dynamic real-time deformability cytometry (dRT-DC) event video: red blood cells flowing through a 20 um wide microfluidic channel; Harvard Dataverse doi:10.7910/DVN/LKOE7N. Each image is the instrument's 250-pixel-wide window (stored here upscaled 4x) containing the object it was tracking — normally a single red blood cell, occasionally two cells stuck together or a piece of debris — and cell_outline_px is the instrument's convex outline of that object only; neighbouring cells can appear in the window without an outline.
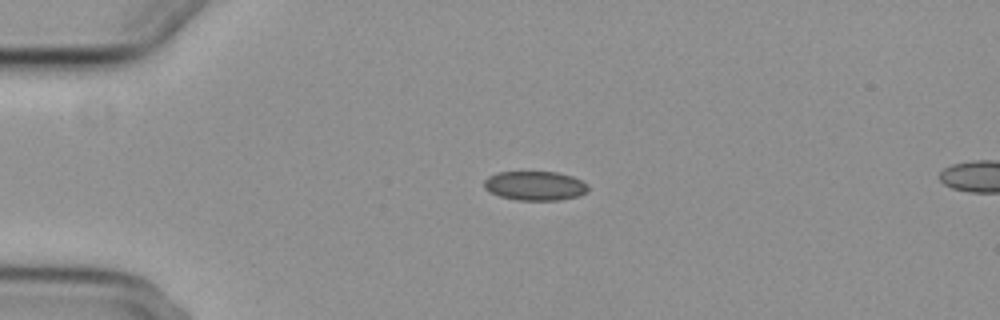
{"species": "common noctule bat (a hibernating species)", "species_latin": "Nyctalus noctula", "temperature_condition": "cold", "stored_images_in_passage": 3, "segment_of_instrument_passage": [1, 2], "camera_frame_rate_fps": 3000, "um_per_image_px": 0.085, "animal": {"sex": "female", "body_mass_g": 29.2, "forearm_length_mm": 56.3}, "frame": {"image": 1, "passage_image": 1, "time_ms": 0.0, "image_size_px": [1000, 320], "cell_outline_px": [[588, 192], [580, 196], [560, 200], [516, 200], [500, 196], [484, 188], [484, 180], [488, 176], [500, 172], [556, 172], [572, 176], [588, 184]], "centroid_in_image_um": [45.51, 15.79], "position_along_channel_um": 39.5, "area_um2": 17.74}}